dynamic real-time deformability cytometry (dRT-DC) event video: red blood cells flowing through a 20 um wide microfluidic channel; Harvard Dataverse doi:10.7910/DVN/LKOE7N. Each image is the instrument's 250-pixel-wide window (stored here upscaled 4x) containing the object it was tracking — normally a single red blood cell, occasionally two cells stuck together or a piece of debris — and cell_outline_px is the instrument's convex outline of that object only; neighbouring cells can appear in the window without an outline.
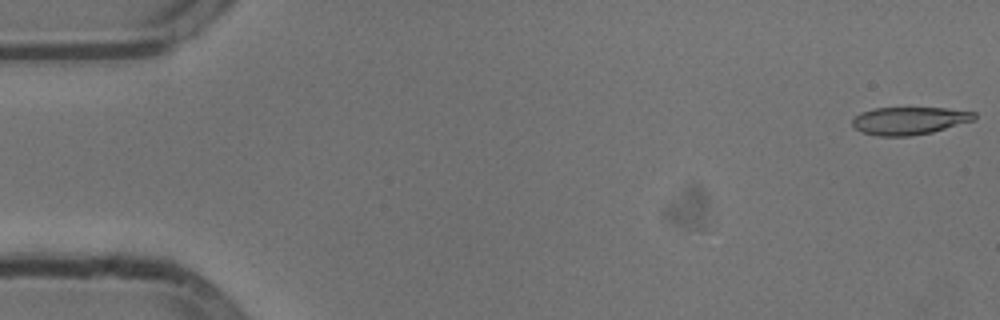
{"species": "common noctule bat (a hibernating species)", "species_latin": "Nyctalus noctula", "temperature_condition": "cold", "stored_images_in_passage": 54, "camera_frame_rate_fps": 3000, "um_per_image_px": 0.085, "animal": {"sex": "male", "body_mass_g": 13.3}, "frame": {"image": 1, "passage_image": 1, "time_ms": 0.0, "image_size_px": [1000, 320], "cell_outline_px": [[976, 120], [932, 132], [908, 136], [880, 136], [860, 132], [852, 124], [852, 120], [860, 112], [872, 108], [944, 108], [976, 112]], "centroid_in_image_um": [77.29, 10.25], "position_along_channel_um": 7.7, "area_um2": 19.71}}
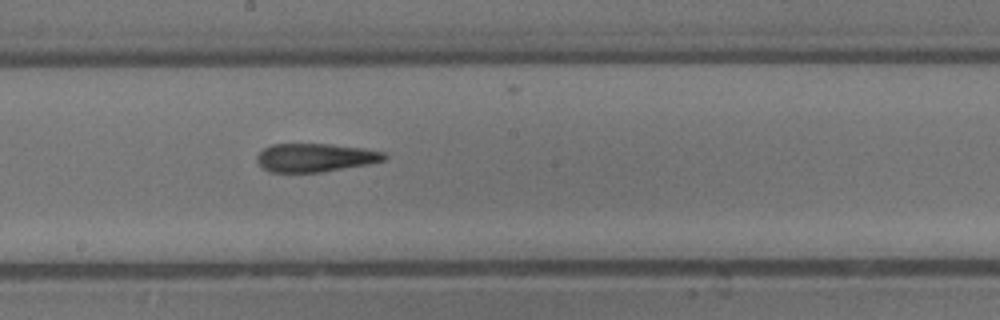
{"frame": {"image": 2, "passage_image": 29, "time_ms": 9.333, "image_size_px": [1000, 320], "cell_outline_px": [[388, 156], [384, 160], [368, 164], [320, 172], [272, 172], [264, 168], [256, 160], [256, 156], [264, 148], [272, 144], [332, 144], [364, 148], [384, 152]], "centroid_in_image_um": [26.81, 13.39], "position_along_channel_um": 221.4, "area_um2": 20.98}}
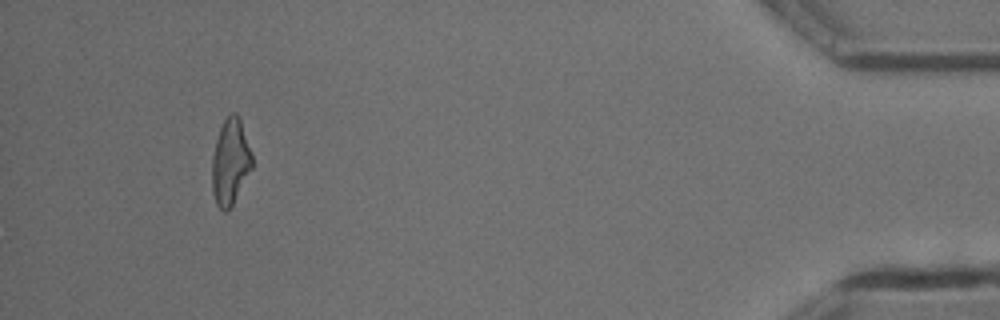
{"frame": {"image": 3, "passage_image": 50, "time_ms": 16.333, "image_size_px": [1000, 320], "cell_outline_px": [[252, 168], [228, 212], [224, 212], [216, 204], [212, 192], [212, 156], [216, 140], [220, 128], [224, 120], [232, 112], [236, 112], [240, 120], [252, 152]], "centroid_in_image_um": [19.57, 13.78], "position_along_channel_um": 415.6, "area_um2": 20.0}, "authors_computed_cell_mechanics": {"area_um2": 21.0392, "velocity_mm_per_s": 3.8143, "shape_relaxation_time_tau1_ms": 9.5373, "shape_relaxation_time_tau2_ms": 6.2979, "deformation_change_tau1": 0.2668, "deformation_change_tau2": 0.2001}}